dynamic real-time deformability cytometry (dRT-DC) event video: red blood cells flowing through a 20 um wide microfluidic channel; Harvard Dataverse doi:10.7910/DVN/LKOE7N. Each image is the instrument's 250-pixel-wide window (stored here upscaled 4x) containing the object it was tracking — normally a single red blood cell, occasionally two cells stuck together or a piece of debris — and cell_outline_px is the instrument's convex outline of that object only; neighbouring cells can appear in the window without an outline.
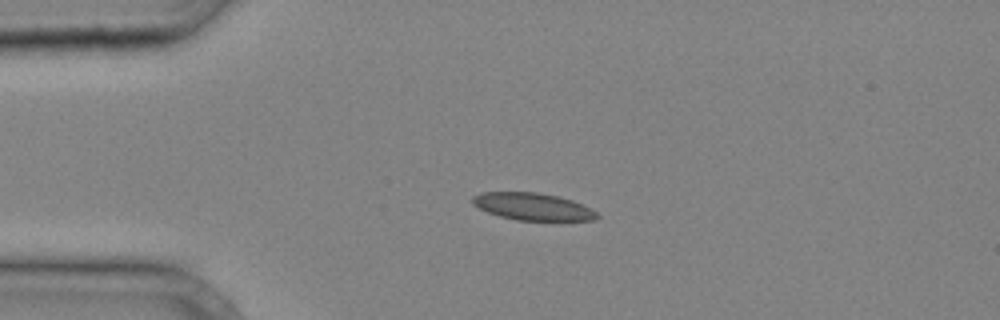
{"species": "common noctule bat (a hibernating species)", "species_latin": "Nyctalus noctula", "temperature_condition": "cold", "stored_images_in_passage": 30, "camera_frame_rate_fps": 3000, "um_per_image_px": 0.085, "animal": {"sex": "male", "body_mass_g": 20.4}, "frame": {"image": 1, "passage_image": 1, "time_ms": 0.0, "image_size_px": [1000, 320], "cell_outline_px": [[600, 216], [596, 220], [516, 220], [500, 216], [488, 212], [472, 204], [472, 196], [480, 192], [536, 192], [556, 196], [572, 200], [596, 212]], "centroid_in_image_um": [45.25, 17.56], "position_along_channel_um": 39.8, "area_um2": 19.54}}
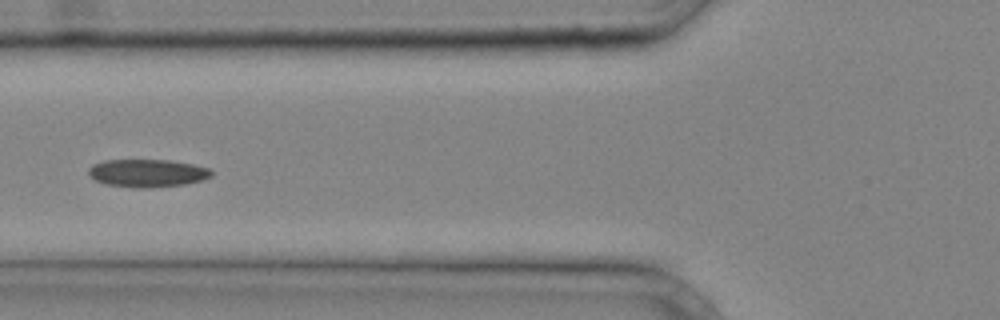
{"frame": {"image": 2, "passage_image": 7, "time_ms": 2.0, "image_size_px": [1000, 320], "cell_outline_px": [[212, 176], [200, 180], [184, 184], [140, 188], [104, 184], [88, 176], [88, 168], [92, 164], [104, 160], [168, 160], [192, 164], [208, 168], [212, 172]], "centroid_in_image_um": [12.46, 14.7], "position_along_channel_um": 113.3, "area_um2": 19.77}}
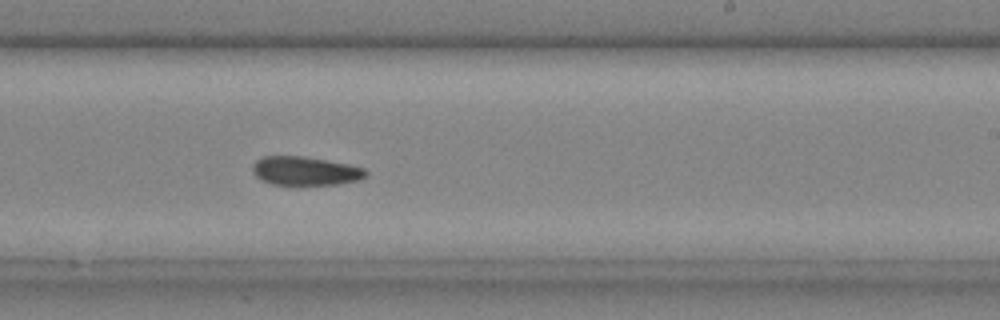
{"frame": {"image": 3, "passage_image": 16, "time_ms": 5.0, "image_size_px": [1000, 320], "cell_outline_px": [[368, 176], [356, 180], [336, 184], [292, 188], [272, 184], [256, 176], [252, 172], [252, 164], [256, 160], [264, 156], [300, 156], [348, 164], [364, 168], [368, 172]], "centroid_in_image_um": [25.91, 14.58], "position_along_channel_um": 263.1, "area_um2": 19.59}}